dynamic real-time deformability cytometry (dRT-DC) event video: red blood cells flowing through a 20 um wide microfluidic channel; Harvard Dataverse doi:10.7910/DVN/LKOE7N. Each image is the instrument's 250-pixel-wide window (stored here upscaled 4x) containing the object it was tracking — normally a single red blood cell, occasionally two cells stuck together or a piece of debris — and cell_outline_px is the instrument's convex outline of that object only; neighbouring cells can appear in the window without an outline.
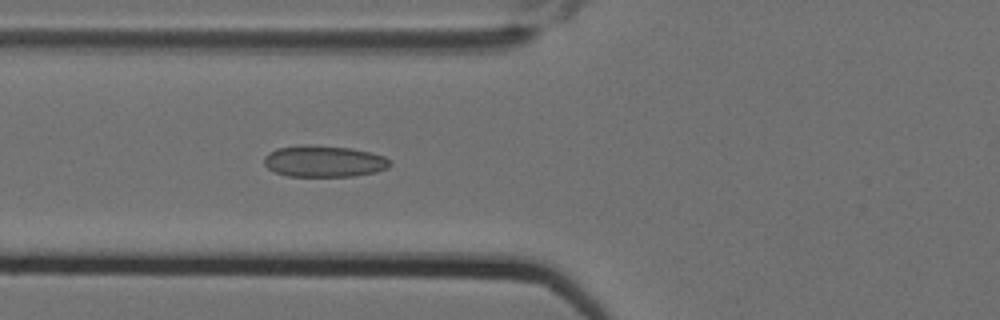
{"species": "Egyptian fruit bat (a non-hibernating species)", "species_latin": "Rousettus aegyptiacus", "temperature_condition": "cold", "stored_images_in_passage": 6, "camera_frame_rate_fps": 3000, "um_per_image_px": 0.085, "animal": {"sex": "female"}, "frame": {"image": 1, "passage_image": 6, "time_ms": 1.667, "image_size_px": [1000, 320], "cell_outline_px": [[392, 164], [388, 168], [376, 172], [352, 176], [288, 176], [276, 172], [268, 168], [264, 164], [264, 156], [268, 152], [276, 148], [300, 144], [304, 144], [352, 148], [384, 156]], "centroid_in_image_um": [27.51, 13.7], "position_along_channel_um": 98.3, "area_um2": 23.18}}